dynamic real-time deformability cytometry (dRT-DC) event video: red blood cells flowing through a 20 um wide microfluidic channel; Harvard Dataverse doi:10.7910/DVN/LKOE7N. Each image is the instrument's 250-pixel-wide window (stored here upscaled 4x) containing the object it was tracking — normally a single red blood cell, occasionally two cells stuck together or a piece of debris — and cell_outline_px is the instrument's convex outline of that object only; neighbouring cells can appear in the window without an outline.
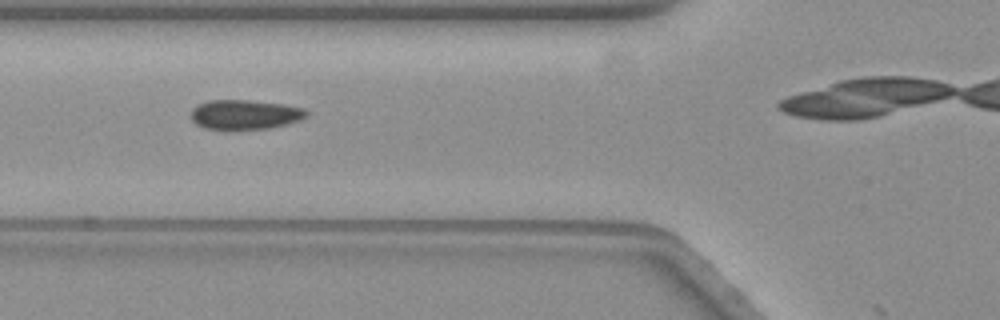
{"species": "common noctule bat (a hibernating species)", "species_latin": "Nyctalus noctula", "temperature_condition": "warm", "stored_images_in_passage": 31, "camera_frame_rate_fps": 3000, "um_per_image_px": 0.085, "animal": {"sex": "female", "body_mass_g": 19.3, "forearm_length_mm": 54.1}, "frame": {"image": 1, "passage_image": 5, "time_ms": 1.333, "image_size_px": [1000, 320], "cell_outline_px": [[308, 116], [300, 120], [268, 128], [228, 132], [224, 132], [204, 128], [196, 124], [192, 120], [192, 108], [196, 104], [208, 100], [248, 100], [284, 104], [304, 108], [308, 112]], "centroid_in_image_um": [20.77, 9.77], "position_along_channel_um": 105.0, "area_um2": 20.63}}